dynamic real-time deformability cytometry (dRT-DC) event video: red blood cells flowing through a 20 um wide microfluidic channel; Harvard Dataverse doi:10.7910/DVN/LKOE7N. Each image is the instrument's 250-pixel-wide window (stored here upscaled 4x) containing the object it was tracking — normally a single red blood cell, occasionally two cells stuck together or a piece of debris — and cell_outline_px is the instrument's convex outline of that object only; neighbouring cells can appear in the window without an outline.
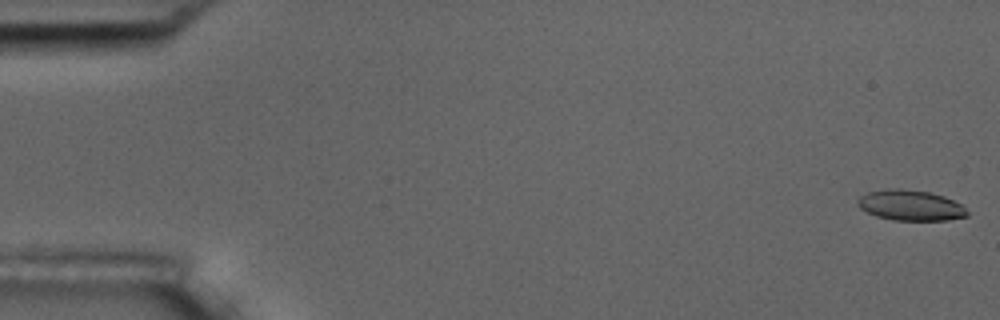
{"species": "common noctule bat (a hibernating species)", "species_latin": "Nyctalus noctula", "temperature_condition": "room temperature", "stored_images_in_passage": 5, "camera_frame_rate_fps": 3000, "um_per_image_px": 0.085, "animal": {"sex": "male", "body_mass_g": 17.5, "forearm_length_mm": 52.3}, "frame": {"image": 1, "passage_image": 1, "time_ms": 0.0, "image_size_px": [1000, 320], "cell_outline_px": [[968, 216], [948, 220], [892, 220], [876, 216], [860, 208], [856, 204], [856, 200], [860, 196], [868, 192], [888, 188], [900, 188], [928, 192], [944, 196], [960, 204], [968, 212]], "centroid_in_image_um": [77.36, 17.45], "position_along_channel_um": 7.6, "area_um2": 19.48}}
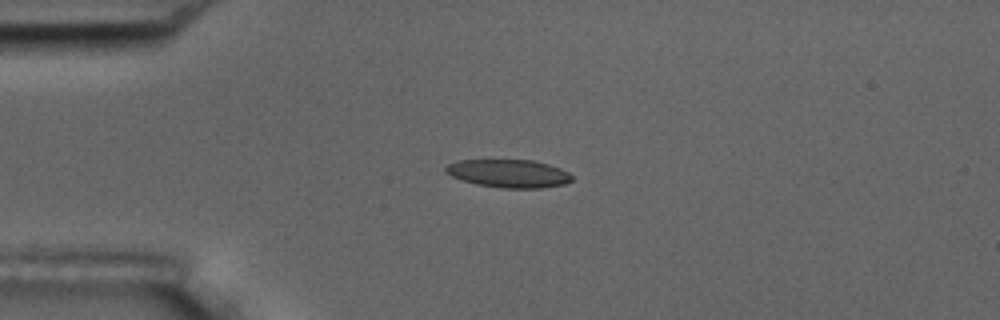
{"frame": {"image": 2, "passage_image": 4, "time_ms": 1.0, "image_size_px": [1000, 320], "cell_outline_px": [[572, 180], [564, 184], [540, 188], [504, 188], [476, 184], [452, 176], [444, 172], [444, 168], [448, 164], [460, 160], [532, 160], [548, 164], [560, 168], [568, 172], [572, 176]], "centroid_in_image_um": [43.24, 14.74], "position_along_channel_um": 41.8, "area_um2": 20.52}}